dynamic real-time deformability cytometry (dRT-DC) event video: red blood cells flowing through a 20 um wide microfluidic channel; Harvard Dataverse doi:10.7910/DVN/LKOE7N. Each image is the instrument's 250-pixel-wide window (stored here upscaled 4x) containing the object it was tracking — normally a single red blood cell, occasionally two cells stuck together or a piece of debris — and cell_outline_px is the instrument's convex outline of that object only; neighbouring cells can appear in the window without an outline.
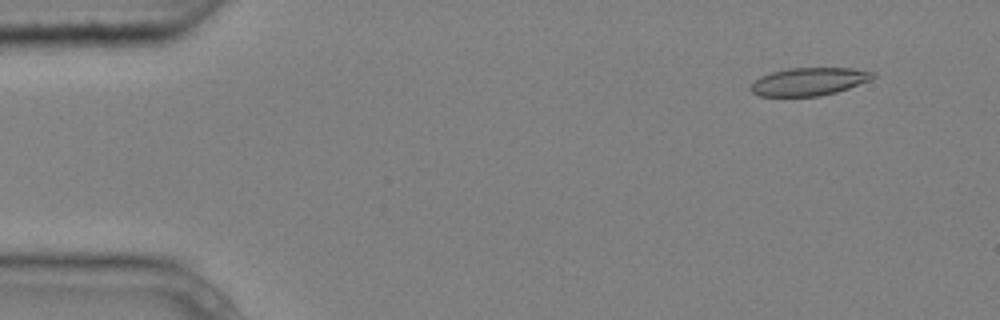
{"species": "common noctule bat (a hibernating species)", "species_latin": "Nyctalus noctula", "temperature_condition": "cold", "stored_images_in_passage": 5, "camera_frame_rate_fps": 3000, "um_per_image_px": 0.085, "animal": {"sex": "male", "body_mass_g": 20.4}, "frame": {"image": 1, "passage_image": 2, "time_ms": 0.333, "image_size_px": [1000, 320], "cell_outline_px": [[876, 76], [872, 80], [836, 92], [816, 96], [760, 96], [752, 92], [748, 88], [760, 76], [772, 72], [788, 68], [852, 68], [876, 72]], "centroid_in_image_um": [68.79, 6.93], "position_along_channel_um": 16.2, "area_um2": 19.88}}
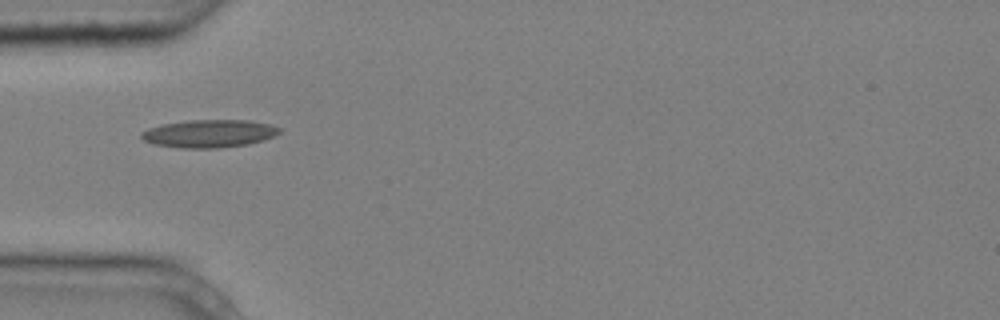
{"frame": {"image": 2, "passage_image": 5, "time_ms": 1.333, "image_size_px": [1000, 320], "cell_outline_px": [[280, 132], [264, 140], [248, 144], [220, 148], [180, 148], [152, 144], [144, 140], [140, 136], [140, 132], [148, 128], [164, 124], [188, 120], [248, 120], [268, 124], [280, 128]], "centroid_in_image_um": [17.74, 11.36], "position_along_channel_um": 67.3, "area_um2": 22.37}}